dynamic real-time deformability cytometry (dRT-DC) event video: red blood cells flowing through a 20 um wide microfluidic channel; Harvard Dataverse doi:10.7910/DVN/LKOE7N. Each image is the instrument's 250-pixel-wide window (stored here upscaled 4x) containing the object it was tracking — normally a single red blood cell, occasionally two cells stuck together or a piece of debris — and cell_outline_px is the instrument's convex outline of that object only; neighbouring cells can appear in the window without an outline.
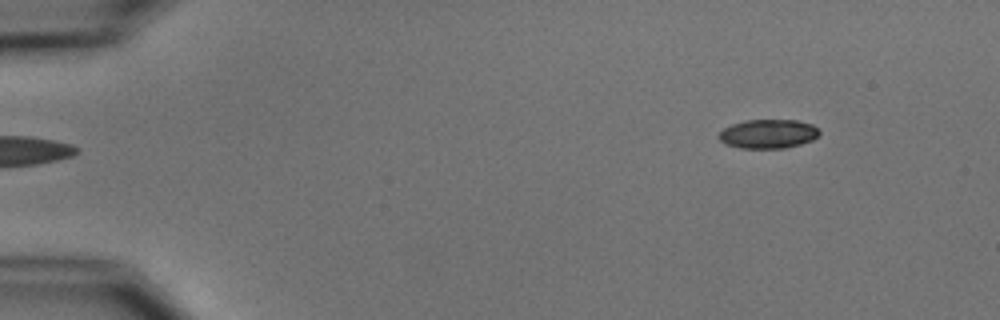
{"species": "common noctule bat (a hibernating species)", "species_latin": "Nyctalus noctula", "temperature_condition": "cold", "stored_images_in_passage": 6, "segment_of_instrument_passage": [2, 2], "camera_frame_rate_fps": 3000, "um_per_image_px": 0.085, "animal": {"sex": "male", "body_mass_g": 15.6}, "frame": {"image": 1, "passage_image": 6, "time_ms": 5.667, "image_size_px": [1000, 320], "cell_outline_px": [[820, 132], [812, 140], [800, 144], [784, 148], [740, 148], [728, 144], [720, 140], [716, 136], [724, 128], [732, 124], [744, 120], [796, 120], [812, 124]], "centroid_in_image_um": [65.27, 11.37], "position_along_channel_um": 19.7, "area_um2": 16.88}}